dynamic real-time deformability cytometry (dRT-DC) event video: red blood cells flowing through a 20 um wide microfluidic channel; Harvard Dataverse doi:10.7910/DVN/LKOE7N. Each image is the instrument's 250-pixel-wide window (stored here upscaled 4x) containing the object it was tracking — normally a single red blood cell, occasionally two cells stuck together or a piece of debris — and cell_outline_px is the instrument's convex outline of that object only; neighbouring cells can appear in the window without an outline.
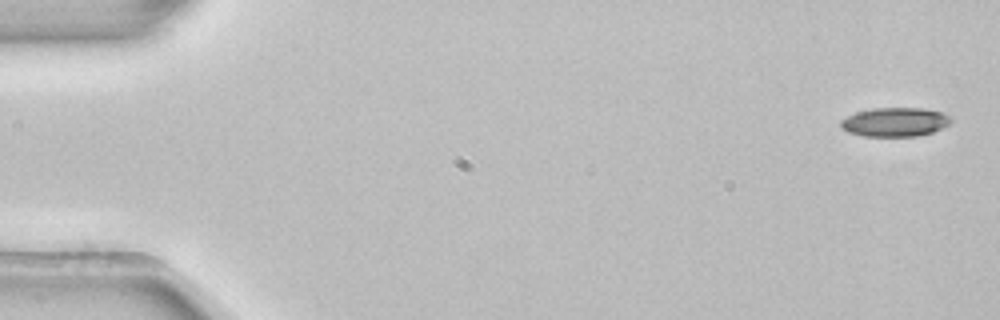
{"species": "common noctule bat (a hibernating species)", "species_latin": "Nyctalus noctula", "temperature_condition": "room temperature", "stored_images_in_passage": 5, "camera_frame_rate_fps": 3000, "um_per_image_px": 0.085, "animal": {"sex": "female", "body_mass_g": 22.7, "forearm_length_mm": 54.2}, "frame": {"image": 1, "passage_image": 1, "time_ms": 0.0, "image_size_px": [1000, 320], "cell_outline_px": [[952, 120], [948, 124], [932, 132], [916, 136], [864, 136], [848, 132], [840, 128], [840, 120], [856, 112], [872, 108], [924, 108], [944, 112]], "centroid_in_image_um": [76.04, 10.36], "position_along_channel_um": 9.0, "area_um2": 18.61}}
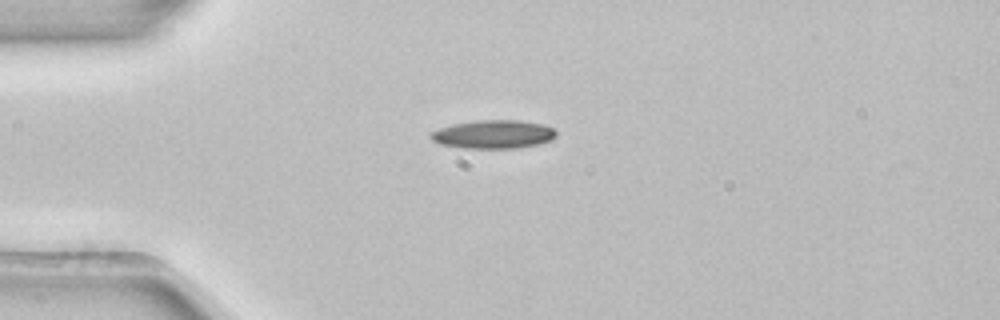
{"frame": {"image": 2, "passage_image": 4, "time_ms": 1.0, "image_size_px": [1000, 320], "cell_outline_px": [[556, 136], [552, 140], [536, 144], [516, 148], [464, 148], [440, 144], [432, 140], [428, 136], [428, 132], [452, 124], [480, 120], [520, 120], [544, 124], [552, 128], [556, 132]], "centroid_in_image_um": [41.91, 11.41], "position_along_channel_um": 43.1, "area_um2": 20.87}}